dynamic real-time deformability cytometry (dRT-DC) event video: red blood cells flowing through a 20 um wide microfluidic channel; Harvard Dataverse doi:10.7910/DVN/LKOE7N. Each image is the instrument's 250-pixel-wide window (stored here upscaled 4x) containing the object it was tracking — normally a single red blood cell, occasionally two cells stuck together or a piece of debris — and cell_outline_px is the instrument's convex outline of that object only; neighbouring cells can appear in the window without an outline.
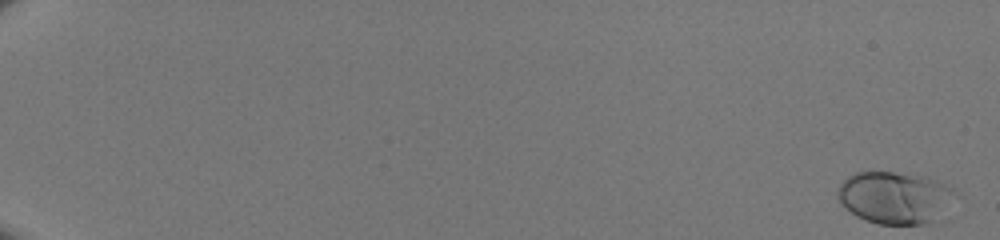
{"species": "human", "species_latin": "Homo sapiens", "temperature_condition": "room temperature", "stored_images_in_passage": 51, "camera_frame_rate_fps": 3000, "um_per_image_px": 0.085, "donor": {"sex": "male"}, "frame": {"image": 1, "passage_image": 1, "time_ms": 0.0, "image_size_px": [1000, 240], "cell_outline_px": [[960, 196], [932, 220], [924, 224], [880, 224], [856, 216], [840, 204], [836, 196], [836, 192], [840, 184], [848, 176], [856, 172], [892, 172], [924, 176], [944, 184], [960, 192]], "centroid_in_image_um": [76.06, 16.78], "position_along_channel_um": 8.9, "area_um2": 35.72}}
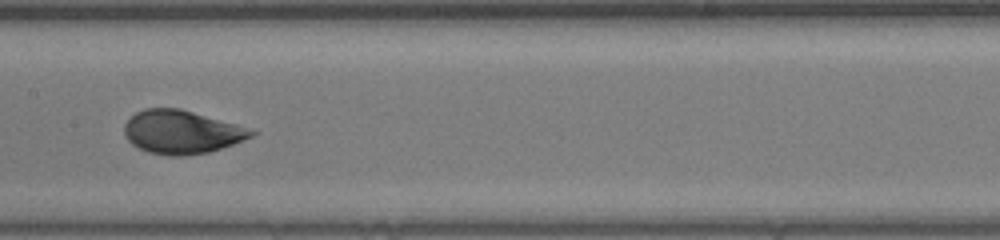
{"frame": {"image": 2, "passage_image": 30, "time_ms": 9.667, "image_size_px": [1000, 240], "cell_outline_px": [[260, 132], [244, 140], [208, 152], [184, 156], [168, 156], [148, 152], [132, 144], [124, 136], [124, 124], [136, 112], [144, 108], [180, 108], [236, 124]], "centroid_in_image_um": [15.42, 11.22], "position_along_channel_um": 192.0, "area_um2": 32.08}}
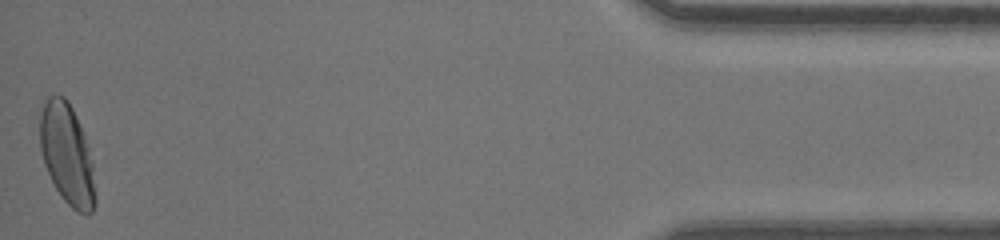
{"frame": {"image": 3, "passage_image": 51, "time_ms": 16.667, "image_size_px": [1000, 240], "cell_outline_px": [[96, 204], [92, 212], [76, 212], [64, 200], [56, 188], [44, 164], [40, 148], [40, 116], [44, 104], [48, 96], [64, 96], [68, 100], [84, 132], [92, 160], [96, 196]], "centroid_in_image_um": [5.72, 13.12], "position_along_channel_um": 429.5, "area_um2": 32.37}}